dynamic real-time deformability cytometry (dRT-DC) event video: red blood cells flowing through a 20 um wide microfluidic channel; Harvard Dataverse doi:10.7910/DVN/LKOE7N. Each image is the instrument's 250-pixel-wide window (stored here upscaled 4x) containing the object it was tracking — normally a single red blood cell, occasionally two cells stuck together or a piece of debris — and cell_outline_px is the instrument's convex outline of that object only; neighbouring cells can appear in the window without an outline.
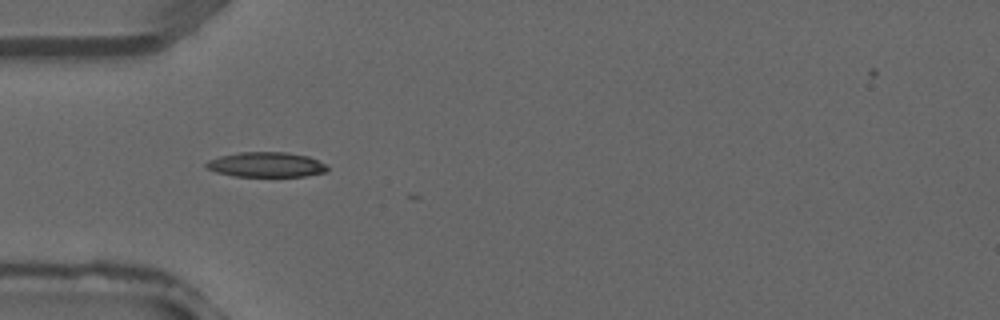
{"species": "common noctule bat (a hibernating species)", "species_latin": "Nyctalus noctula", "temperature_condition": "warm", "stored_images_in_passage": 3, "camera_frame_rate_fps": 3000, "um_per_image_px": 0.085, "animal": {"sex": "male", "forearm_length_mm": 52.5}, "frame": {"image": 1, "passage_image": 1, "time_ms": 0.0, "image_size_px": [1000, 320], "cell_outline_px": [[328, 168], [324, 172], [304, 176], [232, 176], [216, 172], [208, 168], [204, 164], [208, 160], [220, 156], [240, 152], [284, 152], [308, 156], [328, 164]], "centroid_in_image_um": [22.63, 13.99], "position_along_channel_um": 62.4, "area_um2": 17.57}}